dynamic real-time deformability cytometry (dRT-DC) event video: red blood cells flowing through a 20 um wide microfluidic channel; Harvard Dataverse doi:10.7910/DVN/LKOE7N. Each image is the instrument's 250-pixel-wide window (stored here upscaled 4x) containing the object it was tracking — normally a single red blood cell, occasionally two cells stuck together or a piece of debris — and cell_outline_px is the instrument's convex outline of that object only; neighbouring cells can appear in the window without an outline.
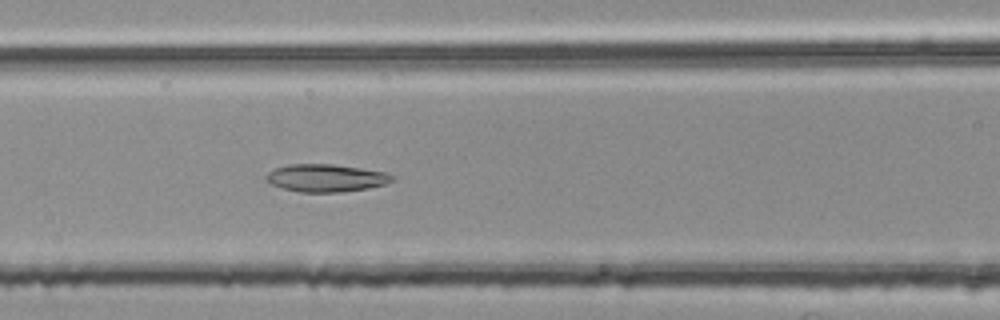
{"species": "common noctule bat (a hibernating species)", "species_latin": "Nyctalus noctula", "temperature_condition": "room temperature", "stored_images_in_passage": 39, "camera_frame_rate_fps": 3000, "um_per_image_px": 0.085, "animal": {"sex": "female", "body_mass_g": 25.1}, "frame": {"image": 1, "passage_image": 17, "time_ms": 5.333, "image_size_px": [1000, 320], "cell_outline_px": [[396, 176], [392, 180], [384, 184], [368, 188], [336, 192], [300, 192], [284, 188], [272, 184], [268, 180], [268, 172], [276, 168], [288, 164], [332, 164], [360, 168], [384, 172]], "centroid_in_image_um": [27.73, 15.12], "position_along_channel_um": 138.9, "area_um2": 19.88}}
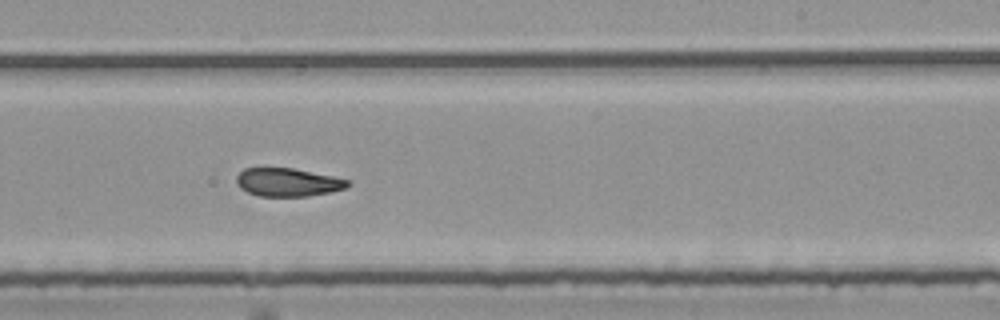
{"frame": {"image": 2, "passage_image": 27, "time_ms": 8.667, "image_size_px": [1000, 320], "cell_outline_px": [[352, 184], [344, 188], [328, 192], [308, 196], [260, 196], [248, 192], [240, 188], [236, 180], [236, 176], [244, 168], [292, 168], [332, 176], [348, 180]], "centroid_in_image_um": [24.44, 15.49], "position_along_channel_um": 264.6, "area_um2": 18.09}}
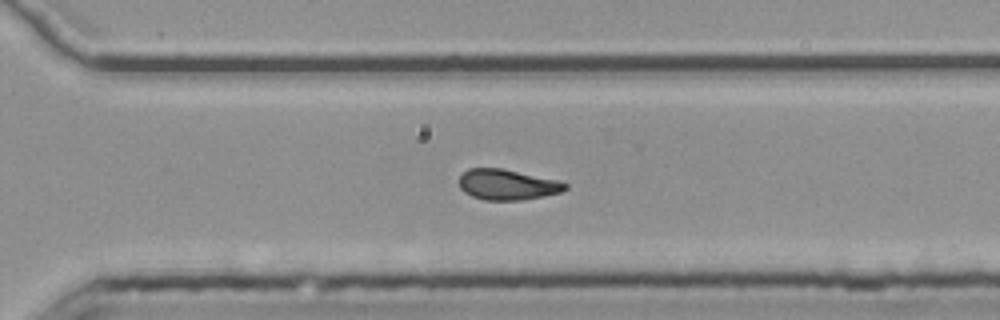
{"frame": {"image": 3, "passage_image": 32, "time_ms": 10.333, "image_size_px": [1000, 320], "cell_outline_px": [[568, 188], [560, 192], [544, 196], [520, 200], [484, 200], [472, 196], [464, 192], [460, 188], [460, 176], [468, 168], [500, 168], [560, 180], [568, 184]], "centroid_in_image_um": [43.14, 15.69], "position_along_channel_um": 327.5, "area_um2": 18.9}, "authors_computed_cell_mechanics": {"area_um2": 20.0566, "velocity_mm_per_s": 3.7782, "shape_relaxation_time_tau1_ms": 6.5444, "shape_relaxation_time_tau2_ms": 1.9741, "deformation_change_tau1": 0.1763, "deformation_change_tau2": 0.088}}